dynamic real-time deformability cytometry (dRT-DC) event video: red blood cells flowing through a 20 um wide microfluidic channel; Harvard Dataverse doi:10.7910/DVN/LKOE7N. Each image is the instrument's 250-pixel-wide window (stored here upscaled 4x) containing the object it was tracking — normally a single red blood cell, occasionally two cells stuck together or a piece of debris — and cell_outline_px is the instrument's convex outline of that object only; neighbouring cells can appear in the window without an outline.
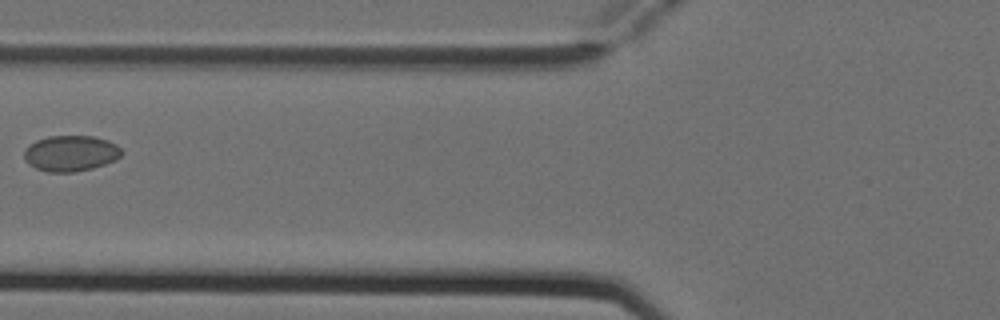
{"species": "Egyptian fruit bat (a non-hibernating species)", "species_latin": "Rousettus aegyptiacus", "temperature_condition": "cold", "stored_images_in_passage": 3, "camera_frame_rate_fps": 3000, "um_per_image_px": 0.085, "animal": {"sex": "female"}, "frame": {"image": 1, "passage_image": 3, "time_ms": 0.667, "image_size_px": [1000, 320], "cell_outline_px": [[124, 152], [116, 160], [92, 168], [76, 172], [48, 172], [36, 168], [28, 164], [24, 160], [24, 152], [28, 144], [36, 140], [48, 136], [92, 136], [108, 140], [116, 144]], "centroid_in_image_um": [6.0, 13.03], "position_along_channel_um": 119.8, "area_um2": 20.52}}